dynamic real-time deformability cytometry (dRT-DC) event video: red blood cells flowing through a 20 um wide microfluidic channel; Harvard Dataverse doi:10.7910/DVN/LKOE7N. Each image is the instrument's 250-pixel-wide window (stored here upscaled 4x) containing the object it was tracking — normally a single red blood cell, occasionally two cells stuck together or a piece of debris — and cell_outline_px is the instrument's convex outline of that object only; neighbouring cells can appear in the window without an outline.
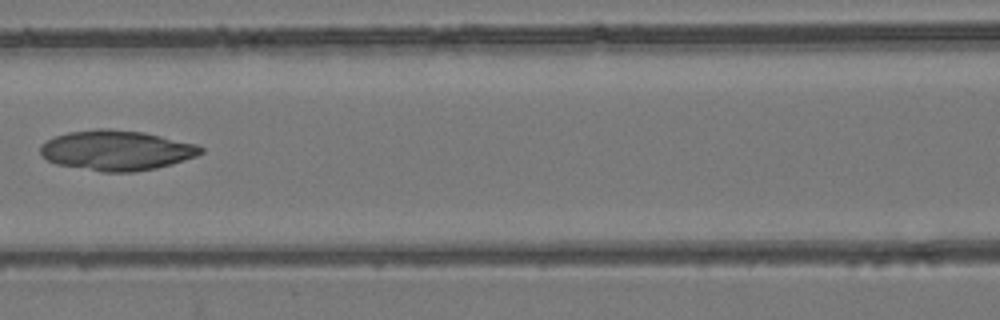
{"species": "common noctule bat (a hibernating species)", "species_latin": "Nyctalus noctula", "temperature_condition": "room temperature", "stored_images_in_passage": 8, "camera_frame_rate_fps": 3000, "um_per_image_px": 0.085, "animal": {"sex": "female", "body_mass_g": 24.6, "forearm_length_mm": 56.2}, "frame": {"image": 1, "passage_image": 8, "time_ms": 8.0, "image_size_px": [1000, 320], "cell_outline_px": [[204, 152], [196, 156], [172, 164], [156, 168], [136, 172], [104, 172], [56, 164], [48, 160], [40, 152], [40, 144], [56, 136], [68, 132], [100, 128], [108, 128], [144, 132], [196, 144], [204, 148]], "centroid_in_image_um": [9.92, 12.78], "position_along_channel_um": 156.7, "area_um2": 37.45}}